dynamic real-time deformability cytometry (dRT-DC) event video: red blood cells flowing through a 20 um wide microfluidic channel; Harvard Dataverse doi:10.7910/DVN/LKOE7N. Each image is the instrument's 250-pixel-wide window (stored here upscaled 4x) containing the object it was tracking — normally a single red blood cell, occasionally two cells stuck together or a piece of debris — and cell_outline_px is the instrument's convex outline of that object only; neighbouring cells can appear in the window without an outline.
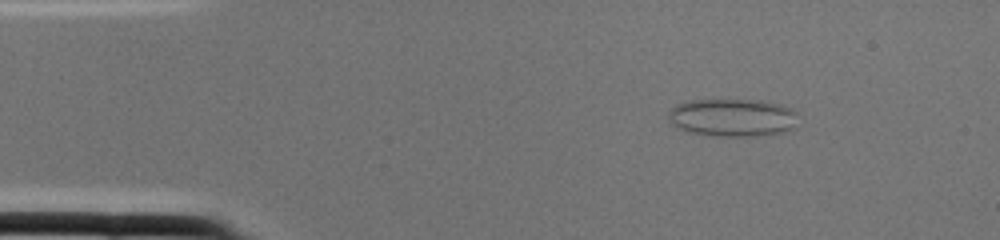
{"species": "common noctule bat (a hibernating species)", "species_latin": "Nyctalus noctula", "temperature_condition": "cold", "stored_images_in_passage": 1, "camera_frame_rate_fps": 3000, "um_per_image_px": 0.085, "animal": {"sex": "female", "body_mass_g": 22.0, "forearm_length_mm": 56.7}, "frame": {"image": 1, "passage_image": 1, "time_ms": 0.0, "image_size_px": [1000, 240], "cell_outline_px": [[796, 128], [784, 132], [756, 136], [716, 136], [688, 132], [676, 128], [668, 120], [668, 112], [676, 104], [688, 100], [760, 100], [780, 104], [792, 108], [796, 112]], "centroid_in_image_um": [62.26, 10.0], "position_along_channel_um": 22.7, "area_um2": 29.02}}